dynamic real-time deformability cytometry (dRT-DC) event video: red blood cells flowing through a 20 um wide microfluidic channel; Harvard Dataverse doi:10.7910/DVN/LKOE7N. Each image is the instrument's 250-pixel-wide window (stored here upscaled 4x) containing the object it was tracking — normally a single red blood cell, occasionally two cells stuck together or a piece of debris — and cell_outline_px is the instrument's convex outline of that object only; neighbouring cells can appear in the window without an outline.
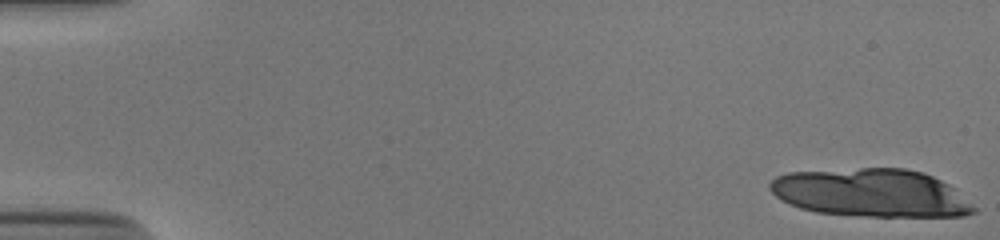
{"species": "human", "species_latin": "Homo sapiens", "temperature_condition": "cold", "stored_images_in_passage": 17, "camera_frame_rate_fps": 3000, "um_per_image_px": 0.085, "donor": {"sex": "male"}, "frame": {"image": 1, "passage_image": 1, "time_ms": 0.0, "image_size_px": [1000, 240], "cell_outline_px": [[976, 212], [964, 216], [868, 216], [816, 212], [800, 208], [788, 204], [780, 200], [768, 188], [768, 184], [776, 176], [788, 172], [860, 168], [904, 168], [924, 172], [948, 184], [972, 204], [976, 208]], "centroid_in_image_um": [74.0, 16.39], "position_along_channel_um": 11.0, "area_um2": 57.05}}